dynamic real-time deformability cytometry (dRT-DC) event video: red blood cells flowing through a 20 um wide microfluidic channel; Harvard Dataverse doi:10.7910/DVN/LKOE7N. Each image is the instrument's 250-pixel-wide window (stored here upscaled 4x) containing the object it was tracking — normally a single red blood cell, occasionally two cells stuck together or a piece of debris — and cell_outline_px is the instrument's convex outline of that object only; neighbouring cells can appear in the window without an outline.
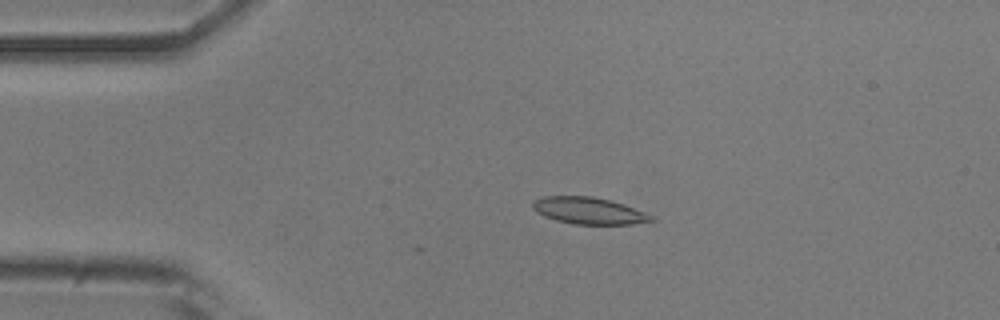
{"species": "common noctule bat (a hibernating species)", "species_latin": "Nyctalus noctula", "temperature_condition": "room temperature", "stored_images_in_passage": 5, "camera_frame_rate_fps": 3000, "um_per_image_px": 0.085, "animal": {"sex": "male", "body_mass_g": 20.5, "forearm_length_mm": 52.5}, "frame": {"image": 1, "passage_image": 2, "time_ms": 0.333, "image_size_px": [1000, 320], "cell_outline_px": [[656, 220], [632, 224], [576, 224], [556, 220], [544, 216], [536, 212], [532, 208], [532, 200], [544, 196], [592, 196], [624, 204], [644, 212], [652, 216]], "centroid_in_image_um": [50.01, 17.9], "position_along_channel_um": 35.0, "area_um2": 18.44}}